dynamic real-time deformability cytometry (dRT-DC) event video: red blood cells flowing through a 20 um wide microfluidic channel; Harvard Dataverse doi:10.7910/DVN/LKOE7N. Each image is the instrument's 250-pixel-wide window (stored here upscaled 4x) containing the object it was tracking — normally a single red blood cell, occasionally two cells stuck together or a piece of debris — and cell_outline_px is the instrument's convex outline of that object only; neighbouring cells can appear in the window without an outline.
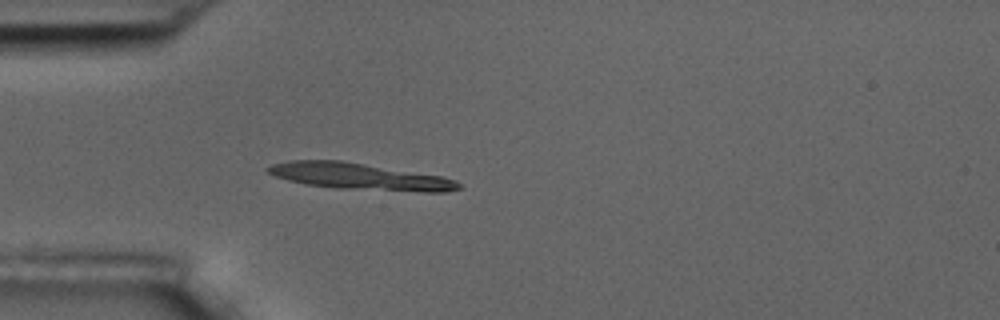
{"species": "common noctule bat (a hibernating species)", "species_latin": "Nyctalus noctula", "temperature_condition": "room temperature", "stored_images_in_passage": 1, "camera_frame_rate_fps": 3000, "um_per_image_px": 0.085, "animal": {"sex": "male", "body_mass_g": 17.5, "forearm_length_mm": 52.3}, "frame": {"image": 1, "passage_image": 1, "time_ms": 0.0, "image_size_px": [1000, 320], "cell_outline_px": [[460, 188], [444, 192], [424, 192], [336, 188], [304, 184], [288, 180], [276, 176], [268, 172], [264, 168], [272, 164], [288, 160], [340, 160], [444, 176], [456, 180], [460, 184]], "centroid_in_image_um": [30.58, 14.99], "position_along_channel_um": 54.4, "area_um2": 29.59}}